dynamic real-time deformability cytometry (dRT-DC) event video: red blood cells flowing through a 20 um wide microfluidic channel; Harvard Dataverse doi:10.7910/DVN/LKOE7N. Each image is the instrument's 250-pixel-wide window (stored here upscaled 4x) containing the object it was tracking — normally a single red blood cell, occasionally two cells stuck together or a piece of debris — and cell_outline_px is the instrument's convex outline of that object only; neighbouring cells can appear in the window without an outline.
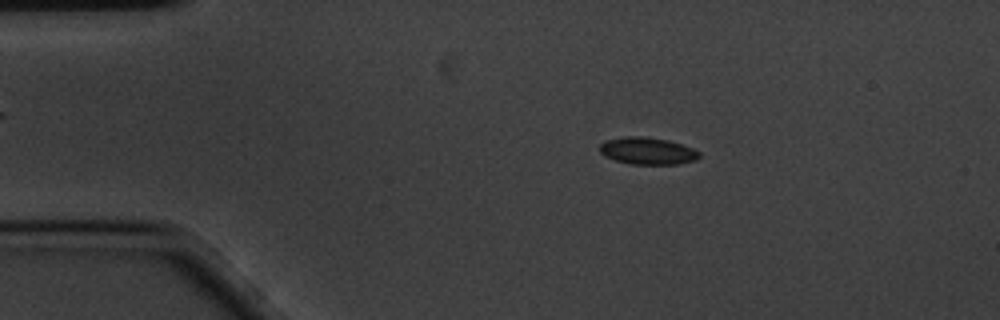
{"species": "common noctule bat (a hibernating species)", "species_latin": "Nyctalus noctula", "temperature_condition": "cold", "stored_images_in_passage": 58, "camera_frame_rate_fps": 3000, "um_per_image_px": 0.085, "animal": {"sex": "male", "body_mass_g": 20.1, "forearm_length_mm": 53.5}, "frame": {"image": 1, "passage_image": 10, "time_ms": 3.0, "image_size_px": [1000, 320], "cell_outline_px": [[700, 156], [696, 160], [680, 164], [632, 164], [616, 160], [604, 156], [600, 152], [600, 144], [604, 140], [624, 136], [640, 136], [668, 140], [692, 148], [700, 152]], "centroid_in_image_um": [55.03, 12.82], "position_along_channel_um": 30.0, "area_um2": 15.72}}
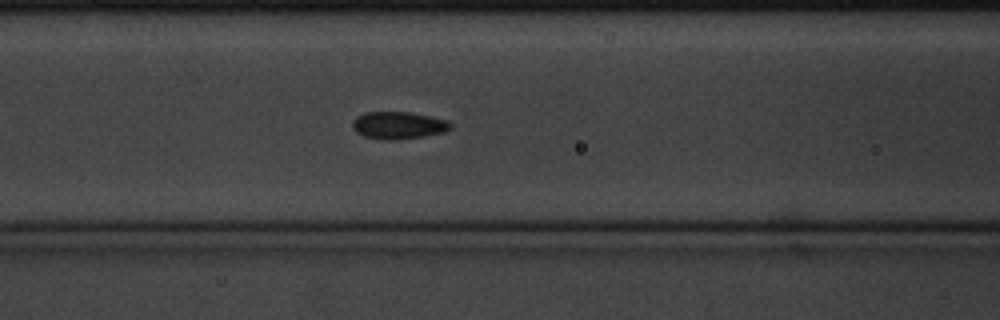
{"frame": {"image": 2, "passage_image": 23, "time_ms": 7.333, "image_size_px": [1000, 320], "cell_outline_px": [[452, 128], [444, 132], [424, 136], [392, 140], [380, 140], [364, 136], [356, 132], [352, 128], [352, 120], [356, 116], [368, 112], [408, 112], [448, 120], [452, 124]], "centroid_in_image_um": [33.84, 10.66], "position_along_channel_um": 132.8, "area_um2": 15.66}}
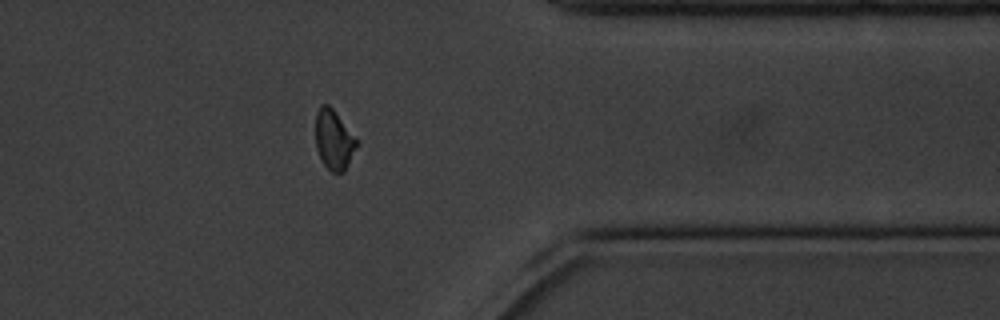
{"frame": {"image": 3, "passage_image": 46, "time_ms": 15.0, "image_size_px": [1000, 320], "cell_outline_px": [[360, 144], [344, 172], [332, 172], [324, 164], [316, 148], [316, 112], [320, 104], [328, 104], [336, 112]], "centroid_in_image_um": [28.4, 11.87], "position_along_channel_um": 383.0, "area_um2": 14.33}, "authors_computed_cell_mechanics": {"area_um2": 14.7968, "velocity_mm_per_s": 3.4321, "shape_relaxation_time_tau1_ms": 3.3415, "shape_relaxation_time_tau2_ms": 2.7034, "deformation_change_tau1": 0.0851, "deformation_change_tau2": 0.057}}